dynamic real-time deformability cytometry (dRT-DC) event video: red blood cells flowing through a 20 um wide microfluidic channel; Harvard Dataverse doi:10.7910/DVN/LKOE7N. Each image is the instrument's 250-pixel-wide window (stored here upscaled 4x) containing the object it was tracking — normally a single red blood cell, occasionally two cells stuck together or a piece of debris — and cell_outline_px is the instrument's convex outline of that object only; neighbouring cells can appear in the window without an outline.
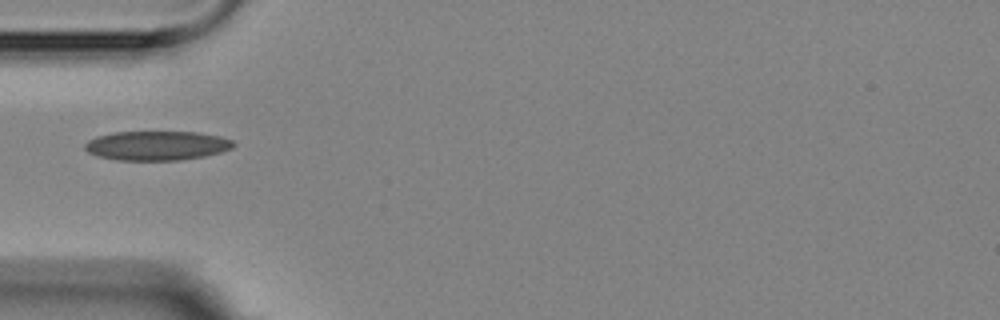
{"species": "Egyptian fruit bat (a non-hibernating species)", "species_latin": "Rousettus aegyptiacus", "temperature_condition": "room temperature", "stored_images_in_passage": 3, "camera_frame_rate_fps": 3000, "um_per_image_px": 0.085, "animal": {"sex": "female"}, "frame": {"image": 1, "passage_image": 1, "time_ms": 0.0, "image_size_px": [1000, 320], "cell_outline_px": [[236, 144], [232, 148], [220, 152], [204, 156], [180, 160], [116, 160], [96, 156], [88, 152], [84, 148], [84, 144], [88, 140], [96, 136], [112, 132], [196, 132], [220, 136], [232, 140]], "centroid_in_image_um": [13.3, 12.37], "position_along_channel_um": 71.7, "area_um2": 25.49}}
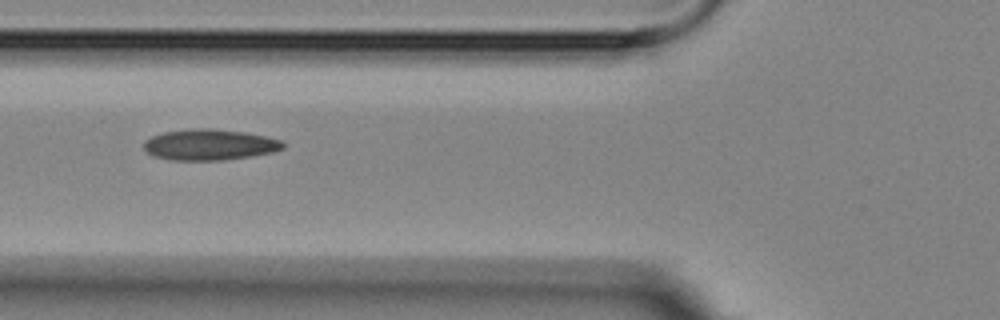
{"frame": {"image": 2, "passage_image": 2, "time_ms": 1.0, "image_size_px": [1000, 320], "cell_outline_px": [[284, 148], [272, 152], [252, 156], [224, 160], [172, 160], [152, 156], [144, 148], [144, 140], [152, 136], [164, 132], [196, 128], [212, 128], [244, 132], [264, 136], [280, 140], [284, 144]], "centroid_in_image_um": [17.79, 12.3], "position_along_channel_um": 108.0, "area_um2": 25.03}}
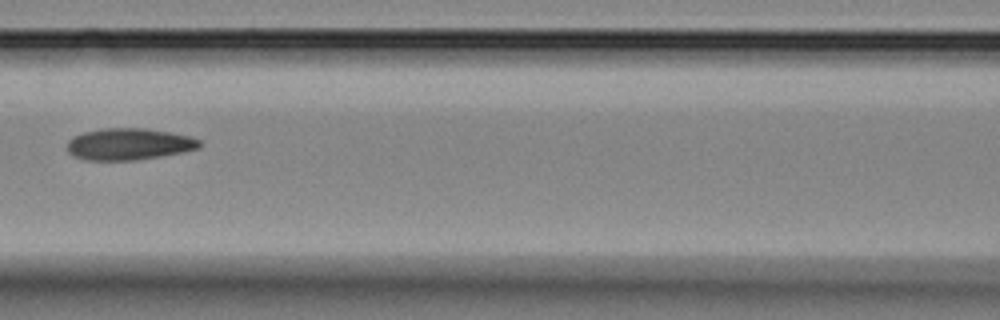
{"frame": {"image": 3, "passage_image": 3, "time_ms": 2.333, "image_size_px": [1000, 320], "cell_outline_px": [[200, 148], [184, 152], [136, 160], [84, 160], [72, 156], [68, 152], [68, 140], [72, 136], [84, 132], [104, 128], [144, 128], [172, 132], [192, 136], [200, 140]], "centroid_in_image_um": [10.97, 12.25], "position_along_channel_um": 155.6, "area_um2": 24.68}}